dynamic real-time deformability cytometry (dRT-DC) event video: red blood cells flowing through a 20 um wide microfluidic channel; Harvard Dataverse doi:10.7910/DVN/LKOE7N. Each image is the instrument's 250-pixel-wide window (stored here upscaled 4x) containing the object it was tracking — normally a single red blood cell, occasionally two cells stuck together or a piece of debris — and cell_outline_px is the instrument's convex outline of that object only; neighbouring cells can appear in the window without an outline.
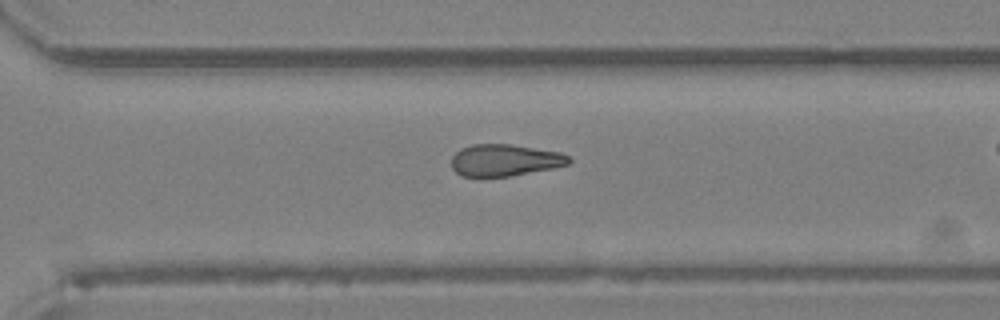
{"species": "Egyptian fruit bat (a non-hibernating species)", "species_latin": "Rousettus aegyptiacus", "temperature_condition": "room temperature", "stored_images_in_passage": 27, "camera_frame_rate_fps": 3000, "um_per_image_px": 0.085, "animal": {"sex": "female"}, "frame": {"image": 1, "passage_image": 23, "time_ms": 7.333, "image_size_px": [1000, 320], "cell_outline_px": [[572, 160], [568, 164], [552, 168], [508, 176], [460, 176], [452, 168], [452, 156], [460, 148], [472, 144], [508, 144], [560, 152], [568, 156]], "centroid_in_image_um": [42.87, 13.61], "position_along_channel_um": 327.7, "area_um2": 21.56}}